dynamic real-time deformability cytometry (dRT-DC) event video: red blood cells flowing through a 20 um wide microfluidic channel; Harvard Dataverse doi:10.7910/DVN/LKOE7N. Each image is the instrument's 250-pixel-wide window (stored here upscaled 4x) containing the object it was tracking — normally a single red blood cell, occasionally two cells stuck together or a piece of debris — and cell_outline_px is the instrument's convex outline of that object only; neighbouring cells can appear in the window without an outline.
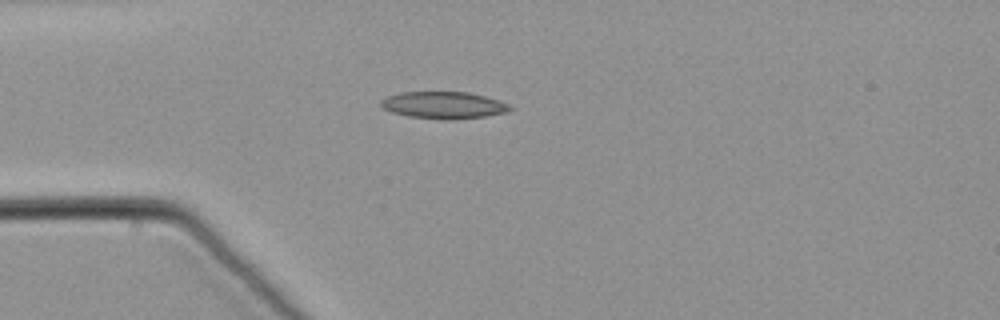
{"species": "common noctule bat (a hibernating species)", "species_latin": "Nyctalus noctula", "temperature_condition": "warm", "stored_images_in_passage": 4, "camera_frame_rate_fps": 3000, "um_per_image_px": 0.085, "animal": {"sex": "male", "body_mass_g": 21.5, "forearm_length_mm": 52.0}, "frame": {"image": 1, "passage_image": 1, "time_ms": 0.0, "image_size_px": [1000, 320], "cell_outline_px": [[512, 108], [508, 112], [484, 116], [456, 120], [448, 120], [408, 116], [392, 112], [384, 108], [380, 104], [380, 100], [388, 96], [400, 92], [468, 92], [500, 100], [508, 104]], "centroid_in_image_um": [37.72, 8.94], "position_along_channel_um": 47.3, "area_um2": 20.29}}